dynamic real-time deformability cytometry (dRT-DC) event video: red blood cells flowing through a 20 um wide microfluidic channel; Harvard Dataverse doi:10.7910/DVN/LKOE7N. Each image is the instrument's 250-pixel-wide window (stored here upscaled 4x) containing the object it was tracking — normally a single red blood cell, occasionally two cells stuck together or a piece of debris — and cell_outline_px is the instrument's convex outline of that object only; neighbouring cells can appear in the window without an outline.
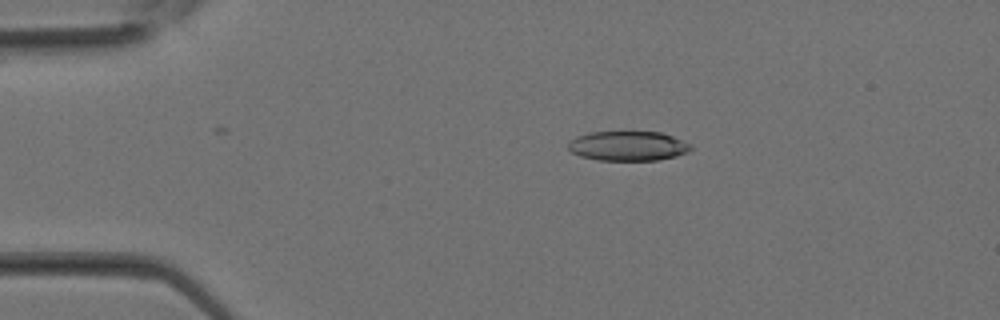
{"species": "Egyptian fruit bat (a non-hibernating species)", "species_latin": "Rousettus aegyptiacus", "temperature_condition": "room temperature", "stored_images_in_passage": 32, "camera_frame_rate_fps": 3000, "um_per_image_px": 0.085, "animal": {"sex": "female"}, "frame": {"image": 1, "passage_image": 6, "time_ms": 1.667, "image_size_px": [1000, 320], "cell_outline_px": [[692, 148], [688, 152], [676, 156], [660, 160], [596, 160], [580, 156], [572, 152], [568, 148], [568, 140], [576, 136], [588, 132], [660, 132], [672, 136], [692, 144]], "centroid_in_image_um": [53.36, 12.41], "position_along_channel_um": 31.6, "area_um2": 21.33}}
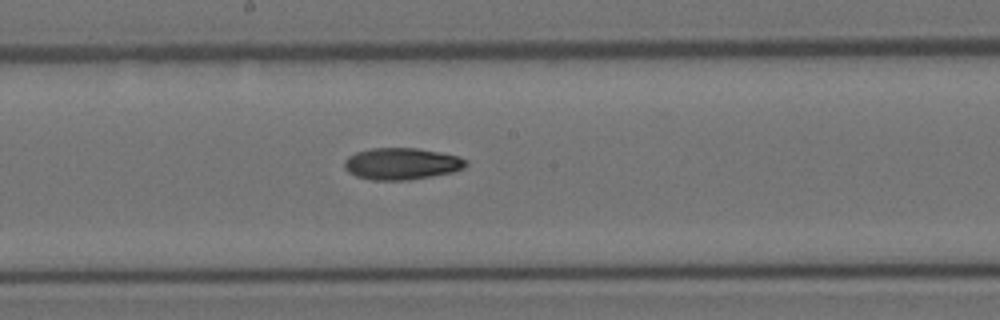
{"frame": {"image": 2, "passage_image": 17, "time_ms": 5.333, "image_size_px": [1000, 320], "cell_outline_px": [[468, 164], [464, 168], [452, 172], [432, 176], [408, 180], [372, 180], [356, 176], [348, 172], [344, 168], [344, 160], [348, 156], [356, 152], [372, 148], [416, 148], [440, 152], [460, 156], [468, 160]], "centroid_in_image_um": [34.15, 13.91], "position_along_channel_um": 214.1, "area_um2": 22.66}}
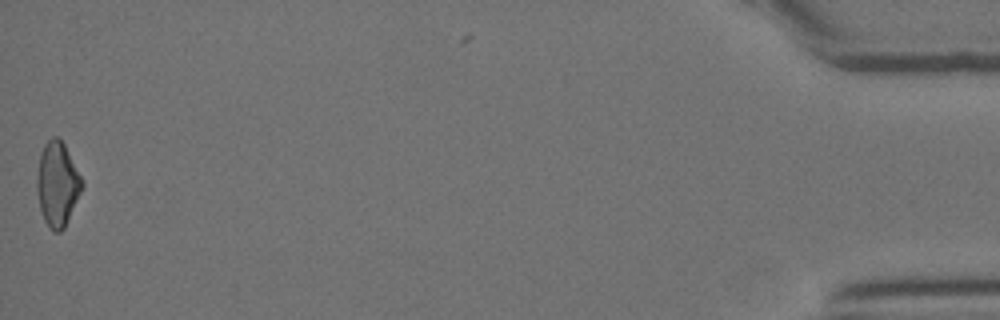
{"frame": {"image": 3, "passage_image": 32, "time_ms": 10.333, "image_size_px": [1000, 320], "cell_outline_px": [[84, 184], [64, 228], [60, 232], [52, 232], [48, 228], [44, 220], [40, 208], [36, 188], [36, 176], [40, 152], [44, 144], [52, 136], [56, 136], [64, 144]], "centroid_in_image_um": [4.84, 15.66], "position_along_channel_um": 430.4, "area_um2": 22.02}}